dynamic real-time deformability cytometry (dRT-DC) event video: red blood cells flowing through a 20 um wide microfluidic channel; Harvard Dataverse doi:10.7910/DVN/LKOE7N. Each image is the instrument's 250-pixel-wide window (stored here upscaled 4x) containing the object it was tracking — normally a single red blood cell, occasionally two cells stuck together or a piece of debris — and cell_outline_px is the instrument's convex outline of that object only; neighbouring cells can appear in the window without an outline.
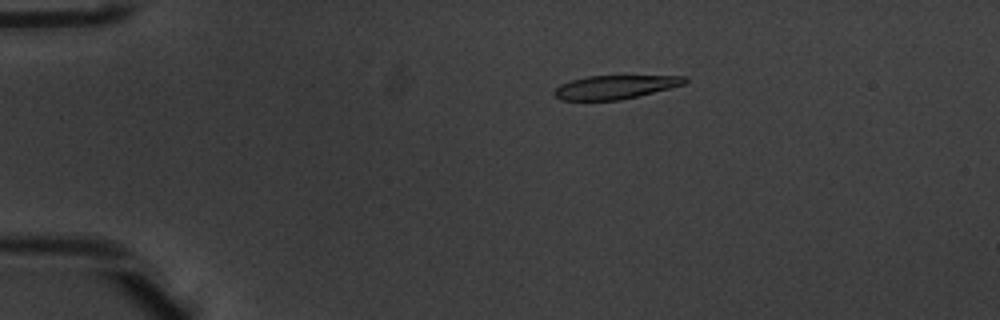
{"species": "common noctule bat (a hibernating species)", "species_latin": "Nyctalus noctula", "temperature_condition": "warm", "stored_images_in_passage": 52, "camera_frame_rate_fps": 3000, "um_per_image_px": 0.085, "animal": {"sex": "male", "body_mass_g": 20.1, "forearm_length_mm": 53.5}, "frame": {"image": 1, "passage_image": 11, "time_ms": 3.333, "image_size_px": [1000, 320], "cell_outline_px": [[688, 80], [684, 84], [620, 100], [560, 100], [552, 92], [560, 84], [572, 80], [588, 76], [688, 76]], "centroid_in_image_um": [52.25, 7.4], "position_along_channel_um": 32.8, "area_um2": 17.69}}
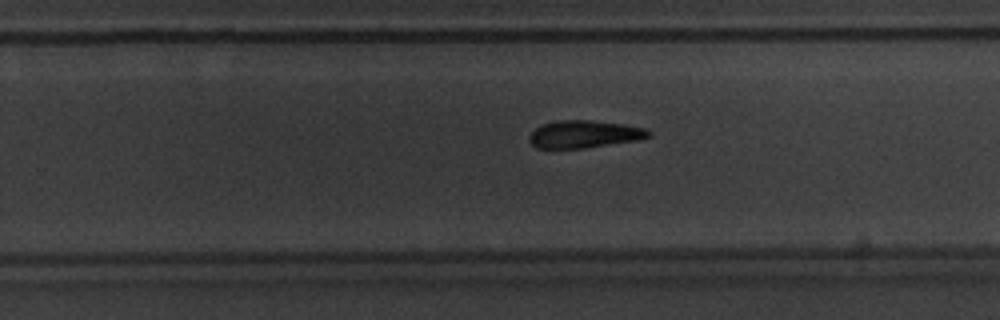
{"frame": {"image": 2, "passage_image": 34, "time_ms": 11.0, "image_size_px": [1000, 320], "cell_outline_px": [[652, 136], [636, 140], [584, 148], [536, 148], [528, 140], [528, 136], [540, 124], [556, 120], [588, 120], [624, 124], [644, 128], [652, 132]], "centroid_in_image_um": [49.63, 11.4], "position_along_channel_um": 280.2, "area_um2": 19.13}}
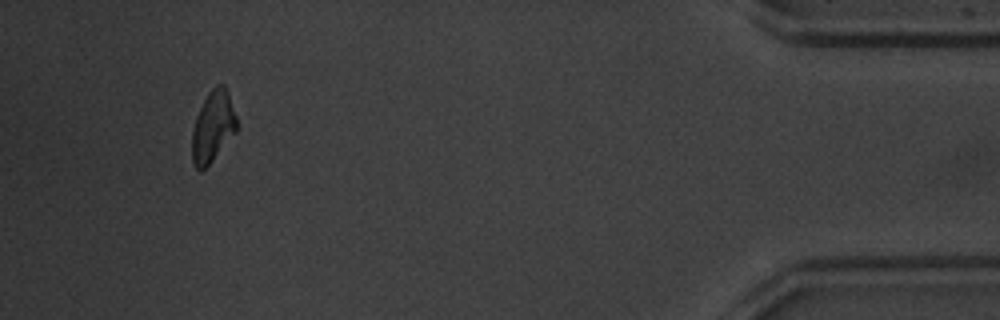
{"frame": {"image": 3, "passage_image": 49, "time_ms": 16.0, "image_size_px": [1000, 320], "cell_outline_px": [[236, 132], [212, 160], [200, 172], [196, 168], [192, 160], [192, 132], [196, 116], [208, 92], [216, 84], [224, 84], [236, 116]], "centroid_in_image_um": [18.08, 10.76], "position_along_channel_um": 417.1, "area_um2": 18.15}, "authors_computed_cell_mechanics": {"area_um2": 19.2474, "velocity_mm_per_s": 3.9659, "shape_relaxation_time_tau1_ms": 2.8614, "shape_relaxation_time_tau2_ms": 7.5301, "deformation_change_tau1": 0.1601, "deformation_change_tau2": 0.1937}}